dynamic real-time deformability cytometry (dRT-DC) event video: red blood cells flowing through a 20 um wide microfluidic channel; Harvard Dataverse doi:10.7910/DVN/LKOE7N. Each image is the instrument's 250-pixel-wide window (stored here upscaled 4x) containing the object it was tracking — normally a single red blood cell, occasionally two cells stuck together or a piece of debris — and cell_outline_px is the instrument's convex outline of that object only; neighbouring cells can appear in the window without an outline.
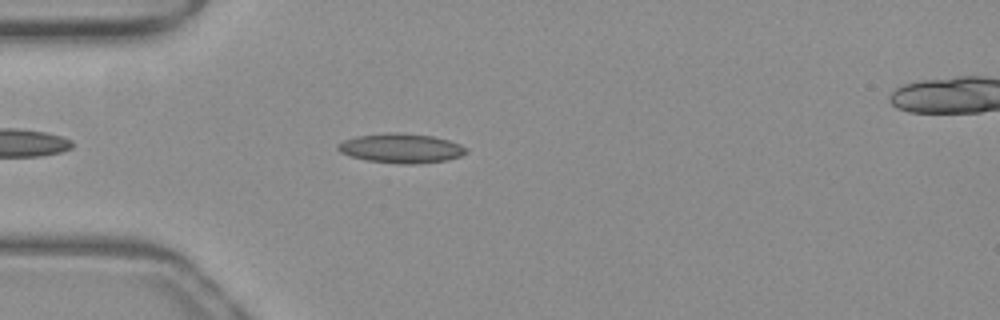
{"species": "common noctule bat (a hibernating species)", "species_latin": "Nyctalus noctula", "temperature_condition": "warm", "stored_images_in_passage": 41, "camera_frame_rate_fps": 3000, "um_per_image_px": 0.085, "animal": {"sex": "female", "body_mass_g": 19.3, "forearm_length_mm": 54.1}, "frame": {"image": 1, "passage_image": 6, "time_ms": 1.667, "image_size_px": [1000, 320], "cell_outline_px": [[468, 152], [460, 156], [448, 160], [416, 164], [400, 164], [368, 160], [352, 156], [340, 152], [336, 148], [336, 144], [344, 140], [356, 136], [388, 132], [400, 132], [432, 136], [448, 140], [460, 144], [468, 148]], "centroid_in_image_um": [34.11, 12.59], "position_along_channel_um": 50.9, "area_um2": 22.14}}
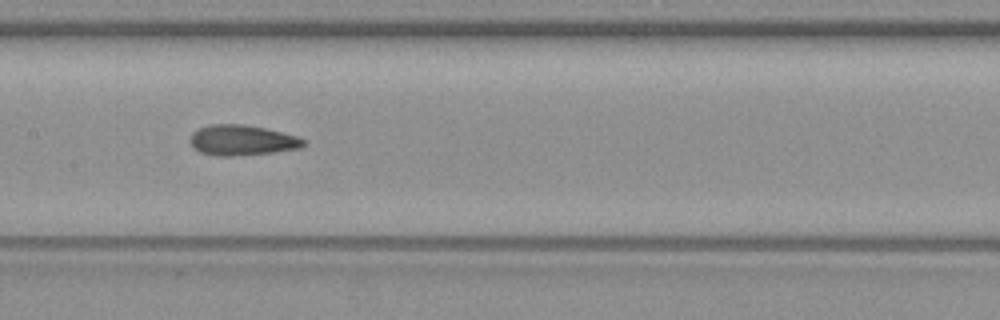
{"frame": {"image": 2, "passage_image": 17, "time_ms": 5.333, "image_size_px": [1000, 320], "cell_outline_px": [[304, 144], [300, 148], [272, 152], [232, 156], [216, 156], [200, 152], [192, 148], [188, 140], [192, 132], [196, 128], [208, 124], [244, 124], [264, 128], [296, 136], [304, 140]], "centroid_in_image_um": [20.46, 11.91], "position_along_channel_um": 186.9, "area_um2": 20.17}}
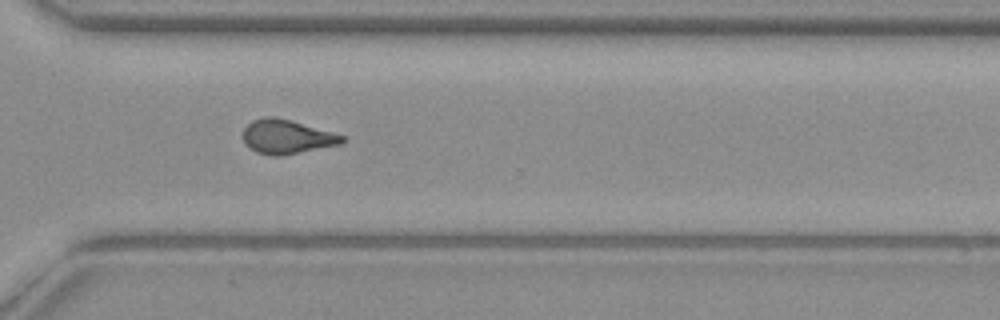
{"frame": {"image": 3, "passage_image": 29, "time_ms": 9.333, "image_size_px": [1000, 320], "cell_outline_px": [[348, 140], [340, 144], [280, 156], [272, 156], [256, 152], [248, 148], [244, 144], [244, 128], [252, 120], [264, 116], [276, 116], [332, 132], [344, 136]], "centroid_in_image_um": [24.35, 11.62], "position_along_channel_um": 346.3, "area_um2": 19.71}, "authors_computed_cell_mechanics": {"area_um2": 19.941, "velocity_mm_per_s": 3.9982, "shape_relaxation_time_tau1_ms": null, "shape_relaxation_time_tau2_ms": 2.543, "deformation_change_tau1": null, "deformation_change_tau2": 0.1081}}